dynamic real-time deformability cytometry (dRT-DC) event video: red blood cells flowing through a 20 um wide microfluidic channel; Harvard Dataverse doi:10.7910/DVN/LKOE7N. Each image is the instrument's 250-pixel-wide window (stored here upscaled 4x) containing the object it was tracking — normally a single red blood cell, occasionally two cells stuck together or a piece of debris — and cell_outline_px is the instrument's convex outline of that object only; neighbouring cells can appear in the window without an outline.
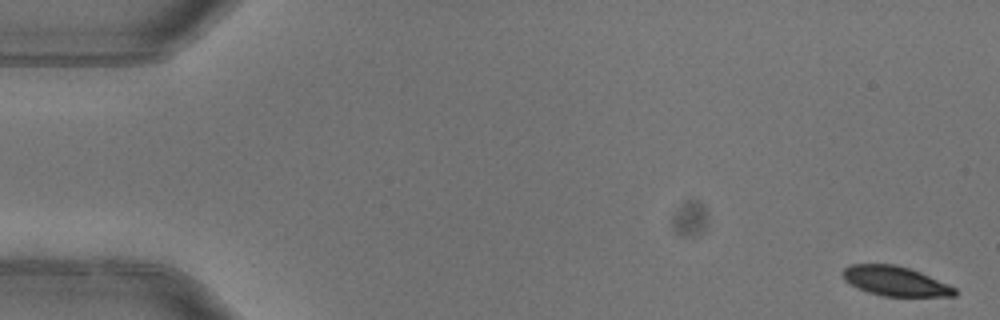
{"species": "common noctule bat (a hibernating species)", "species_latin": "Nyctalus noctula", "temperature_condition": "warm", "stored_images_in_passage": 4, "camera_frame_rate_fps": 3000, "um_per_image_px": 0.085, "animal": {"sex": "female"}, "frame": {"image": 1, "passage_image": 1, "time_ms": 0.0, "image_size_px": [1000, 320], "cell_outline_px": [[960, 292], [956, 296], [884, 296], [868, 292], [856, 288], [844, 280], [840, 272], [848, 264], [896, 264], [920, 272], [948, 284], [956, 288]], "centroid_in_image_um": [76.07, 23.89], "position_along_channel_um": 8.9, "area_um2": 19.54}}